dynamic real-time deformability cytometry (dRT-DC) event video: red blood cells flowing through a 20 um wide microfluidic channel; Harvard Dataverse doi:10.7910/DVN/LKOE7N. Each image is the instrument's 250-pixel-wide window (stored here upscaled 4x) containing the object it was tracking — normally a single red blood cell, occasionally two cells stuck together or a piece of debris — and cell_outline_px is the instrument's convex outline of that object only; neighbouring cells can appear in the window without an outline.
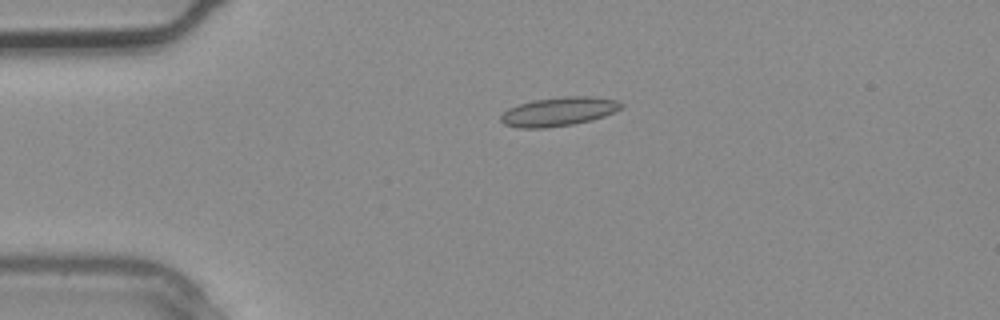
{"species": "common noctule bat (a hibernating species)", "species_latin": "Nyctalus noctula", "temperature_condition": "warm", "stored_images_in_passage": 2, "camera_frame_rate_fps": 3000, "um_per_image_px": 0.085, "animal": {"sex": "male", "body_mass_g": 20.4}, "frame": {"image": 1, "passage_image": 1, "time_ms": 0.0, "image_size_px": [1000, 320], "cell_outline_px": [[624, 104], [616, 112], [592, 120], [572, 124], [548, 128], [520, 128], [504, 124], [500, 120], [500, 116], [508, 108], [532, 100], [564, 96], [592, 96], [616, 100]], "centroid_in_image_um": [47.49, 9.48], "position_along_channel_um": 37.5, "area_um2": 20.35}}